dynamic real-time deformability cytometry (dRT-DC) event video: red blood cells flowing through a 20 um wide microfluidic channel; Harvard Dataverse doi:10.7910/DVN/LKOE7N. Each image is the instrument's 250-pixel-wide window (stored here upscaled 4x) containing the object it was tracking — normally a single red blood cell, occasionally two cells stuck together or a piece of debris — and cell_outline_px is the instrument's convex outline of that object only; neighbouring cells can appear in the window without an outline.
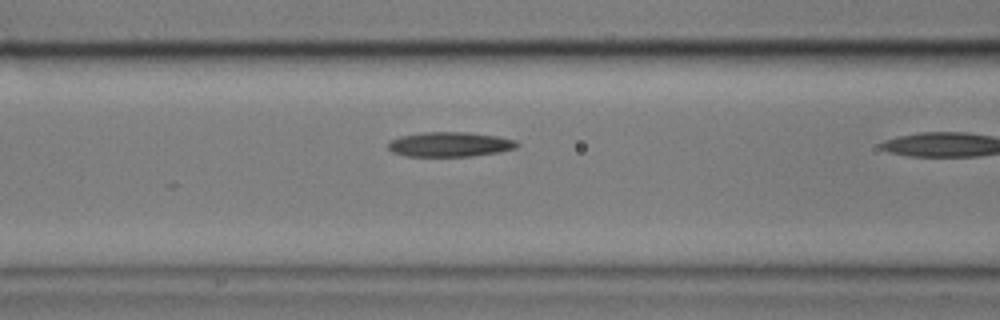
{"species": "common noctule bat (a hibernating species)", "species_latin": "Nyctalus noctula", "temperature_condition": "cold", "stored_images_in_passage": 19, "camera_frame_rate_fps": 3000, "um_per_image_px": 0.085, "animal": {"sex": "male", "body_mass_g": 17.9}, "frame": {"image": 1, "passage_image": 19, "time_ms": 6.0, "image_size_px": [1000, 320], "cell_outline_px": [[520, 144], [516, 148], [500, 152], [472, 156], [404, 156], [392, 152], [388, 148], [388, 144], [392, 140], [400, 136], [424, 132], [468, 132], [496, 136], [516, 140]], "centroid_in_image_um": [38.26, 12.27], "position_along_channel_um": 128.3, "area_um2": 18.61}}